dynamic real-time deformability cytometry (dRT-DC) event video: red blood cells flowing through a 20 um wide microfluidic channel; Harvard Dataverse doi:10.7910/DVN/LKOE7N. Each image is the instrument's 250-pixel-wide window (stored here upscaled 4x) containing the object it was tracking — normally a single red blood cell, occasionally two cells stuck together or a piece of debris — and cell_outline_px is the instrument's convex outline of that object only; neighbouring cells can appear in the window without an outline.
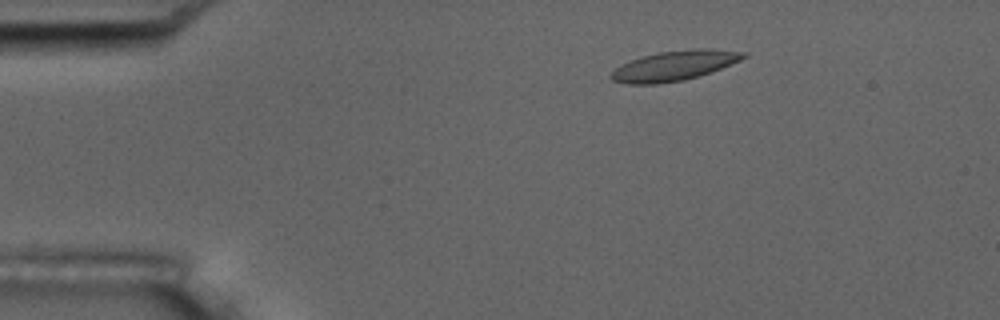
{"species": "common noctule bat (a hibernating species)", "species_latin": "Nyctalus noctula", "temperature_condition": "room temperature", "stored_images_in_passage": 5, "camera_frame_rate_fps": 3000, "um_per_image_px": 0.085, "animal": {"sex": "male", "body_mass_g": 17.5, "forearm_length_mm": 52.3}, "frame": {"image": 1, "passage_image": 3, "time_ms": 2.0, "image_size_px": [1000, 320], "cell_outline_px": [[748, 56], [732, 64], [700, 76], [684, 80], [656, 84], [628, 84], [612, 80], [608, 76], [620, 64], [644, 56], [660, 52], [692, 48], [712, 48], [748, 52]], "centroid_in_image_um": [57.36, 5.57], "position_along_channel_um": 27.6, "area_um2": 23.24}}